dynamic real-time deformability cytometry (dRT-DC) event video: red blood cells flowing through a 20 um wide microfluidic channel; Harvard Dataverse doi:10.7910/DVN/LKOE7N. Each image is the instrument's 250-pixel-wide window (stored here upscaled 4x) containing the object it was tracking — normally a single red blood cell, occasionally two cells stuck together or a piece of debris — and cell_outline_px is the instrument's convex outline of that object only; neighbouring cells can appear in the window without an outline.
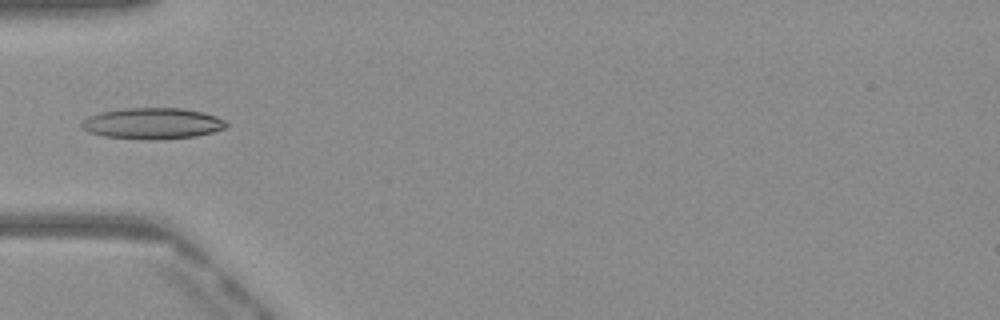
{"species": "Egyptian fruit bat (a non-hibernating species)", "species_latin": "Rousettus aegyptiacus", "temperature_condition": "warm", "stored_images_in_passage": 34, "camera_frame_rate_fps": 3000, "um_per_image_px": 0.085, "frame": {"image": 1, "passage_image": 1, "time_ms": 0.0, "image_size_px": [1000, 320], "cell_outline_px": [[228, 124], [224, 128], [212, 132], [196, 136], [148, 140], [140, 140], [104, 136], [88, 132], [80, 128], [80, 124], [88, 116], [100, 112], [124, 108], [180, 108], [204, 112], [216, 116], [224, 120]], "centroid_in_image_um": [12.92, 10.49], "position_along_channel_um": 72.1, "area_um2": 26.36}}
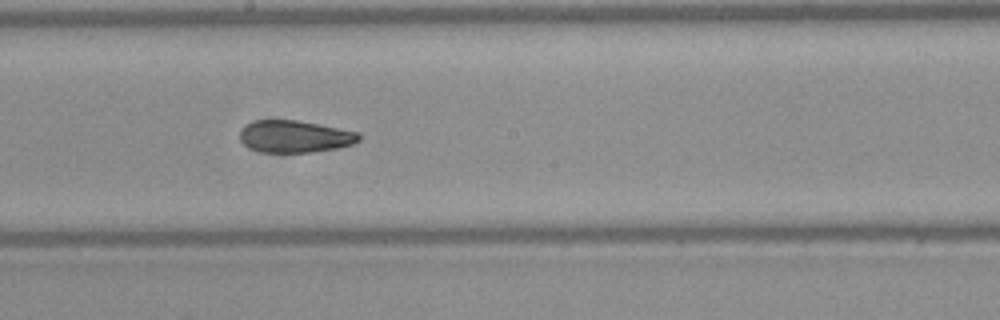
{"frame": {"image": 2, "passage_image": 12, "time_ms": 3.667, "image_size_px": [1000, 320], "cell_outline_px": [[360, 140], [352, 144], [336, 148], [312, 152], [260, 152], [248, 148], [240, 140], [240, 128], [256, 120], [296, 120], [360, 132]], "centroid_in_image_um": [25.04, 11.6], "position_along_channel_um": 223.2, "area_um2": 22.25}}
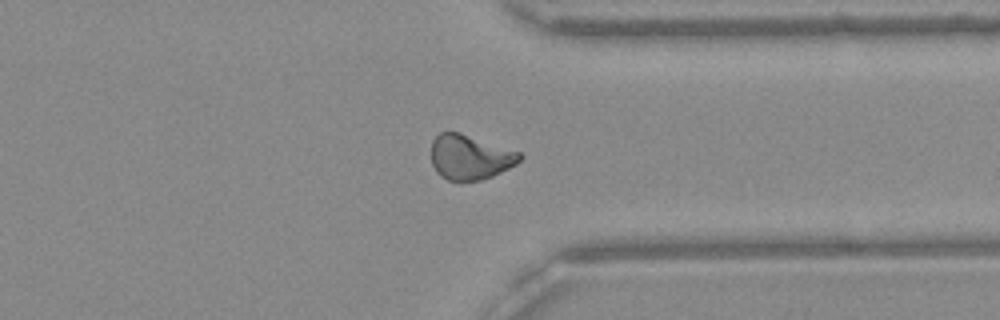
{"frame": {"image": 3, "passage_image": 23, "time_ms": 7.333, "image_size_px": [1000, 320], "cell_outline_px": [[524, 156], [516, 164], [492, 176], [480, 180], [448, 180], [440, 176], [436, 172], [432, 164], [432, 140], [440, 132], [460, 132], [520, 152]], "centroid_in_image_um": [39.94, 13.35], "position_along_channel_um": 371.5, "area_um2": 23.0}, "authors_computed_cell_mechanics": {"area_um2": 23.0044, "velocity_mm_per_s": 4.0924, "shape_relaxation_time_tau1_ms": 6.4337, "shape_relaxation_time_tau2_ms": 3.2739, "deformation_change_tau1": 0.1829, "deformation_change_tau2": 0.0956}}